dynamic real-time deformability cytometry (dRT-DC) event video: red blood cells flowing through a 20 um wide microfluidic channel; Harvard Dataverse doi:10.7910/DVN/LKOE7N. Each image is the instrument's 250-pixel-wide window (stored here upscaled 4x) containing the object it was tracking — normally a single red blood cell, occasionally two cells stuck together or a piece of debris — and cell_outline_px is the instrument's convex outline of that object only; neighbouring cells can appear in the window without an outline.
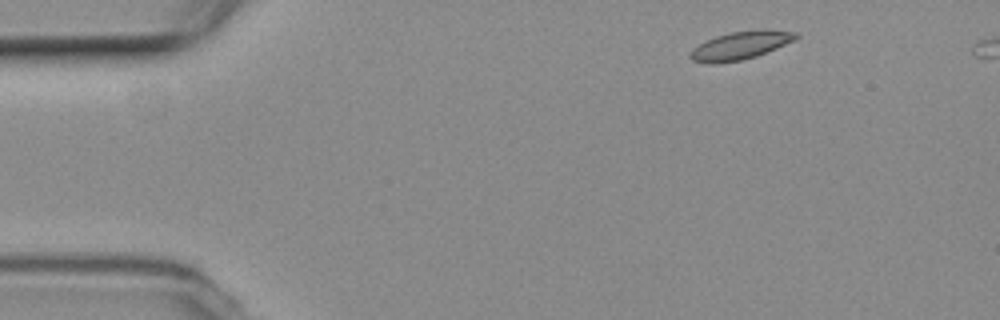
{"species": "common noctule bat (a hibernating species)", "species_latin": "Nyctalus noctula", "temperature_condition": "room temperature", "stored_images_in_passage": 3, "camera_frame_rate_fps": 3000, "um_per_image_px": 0.085, "animal": {"sex": "female", "body_mass_g": 19.3, "forearm_length_mm": 54.1}, "frame": {"image": 1, "passage_image": 1, "time_ms": 0.0, "image_size_px": [1000, 320], "cell_outline_px": [[800, 36], [796, 40], [756, 56], [740, 60], [712, 64], [708, 64], [692, 60], [688, 56], [692, 48], [716, 36], [732, 32], [764, 28], [800, 32]], "centroid_in_image_um": [62.99, 3.84], "position_along_channel_um": 22.0, "area_um2": 17.46}}